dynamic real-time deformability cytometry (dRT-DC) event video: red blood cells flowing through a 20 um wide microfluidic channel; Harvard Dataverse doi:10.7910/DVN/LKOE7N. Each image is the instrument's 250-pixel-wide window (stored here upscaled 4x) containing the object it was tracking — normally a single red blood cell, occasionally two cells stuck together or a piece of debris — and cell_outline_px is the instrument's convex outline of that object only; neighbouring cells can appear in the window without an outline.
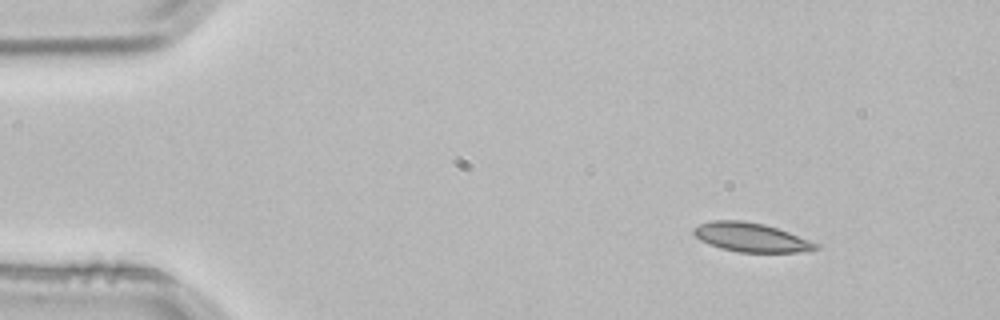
{"species": "common noctule bat (a hibernating species)", "species_latin": "Nyctalus noctula", "temperature_condition": "room temperature", "stored_images_in_passage": 3, "camera_frame_rate_fps": 3000, "um_per_image_px": 0.085, "animal": {"sex": "male", "body_mass_g": 21.5, "forearm_length_mm": 52.0}, "frame": {"image": 1, "passage_image": 1, "time_ms": 0.0, "image_size_px": [1000, 320], "cell_outline_px": [[820, 248], [808, 252], [740, 252], [720, 248], [708, 244], [700, 240], [692, 232], [692, 228], [700, 224], [712, 220], [744, 220], [764, 224], [788, 232], [820, 244]], "centroid_in_image_um": [63.84, 20.18], "position_along_channel_um": 21.2, "area_um2": 20.75}}
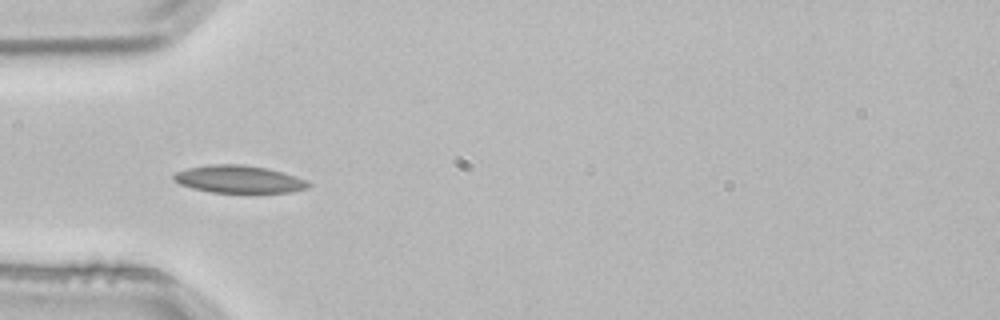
{"frame": {"image": 2, "passage_image": 3, "time_ms": 0.667, "image_size_px": [1000, 320], "cell_outline_px": [[312, 184], [308, 188], [288, 192], [212, 192], [192, 188], [180, 184], [172, 180], [172, 176], [176, 172], [188, 168], [212, 164], [244, 164], [268, 168], [296, 176], [308, 180]], "centroid_in_image_um": [20.32, 15.22], "position_along_channel_um": 64.7, "area_um2": 21.62}}